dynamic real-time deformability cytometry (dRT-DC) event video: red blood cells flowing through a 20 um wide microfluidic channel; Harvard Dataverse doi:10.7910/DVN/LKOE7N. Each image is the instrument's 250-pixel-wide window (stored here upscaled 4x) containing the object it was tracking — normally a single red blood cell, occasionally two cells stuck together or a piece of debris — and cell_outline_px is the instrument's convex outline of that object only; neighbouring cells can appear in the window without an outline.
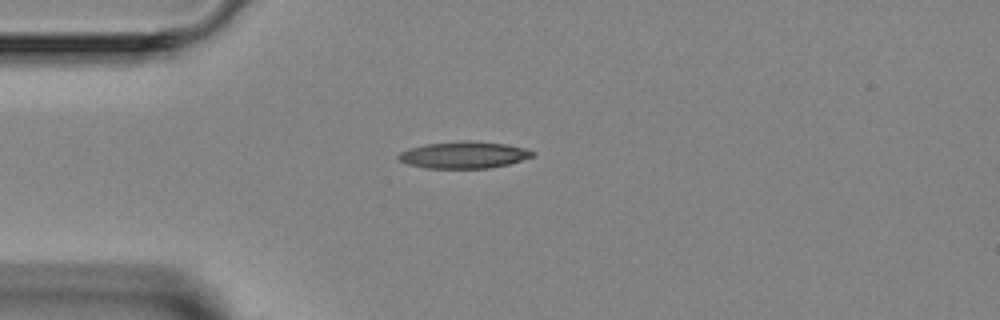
{"species": "Egyptian fruit bat (a non-hibernating species)", "species_latin": "Rousettus aegyptiacus", "temperature_condition": "room temperature", "stored_images_in_passage": 1, "camera_frame_rate_fps": 3000, "um_per_image_px": 0.085, "animal": {"sex": "female"}, "frame": {"image": 1, "passage_image": 1, "time_ms": 0.0, "image_size_px": [1000, 320], "cell_outline_px": [[536, 152], [532, 156], [508, 164], [488, 168], [428, 168], [408, 164], [400, 160], [396, 156], [400, 152], [408, 148], [424, 144], [464, 140], [476, 140], [504, 144], [524, 148]], "centroid_in_image_um": [39.39, 13.15], "position_along_channel_um": 45.6, "area_um2": 20.92}}